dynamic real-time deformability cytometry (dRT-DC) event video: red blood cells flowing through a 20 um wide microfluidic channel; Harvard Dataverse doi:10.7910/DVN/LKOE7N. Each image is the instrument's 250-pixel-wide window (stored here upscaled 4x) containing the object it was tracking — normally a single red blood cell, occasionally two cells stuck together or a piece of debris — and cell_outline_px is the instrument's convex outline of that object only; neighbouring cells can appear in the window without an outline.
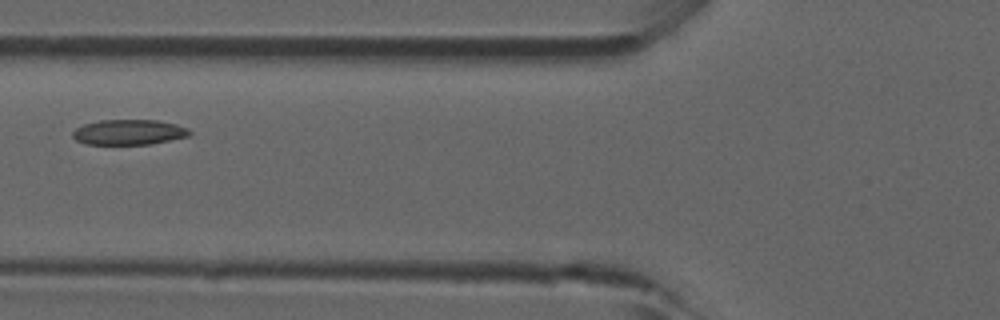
{"species": "common noctule bat (a hibernating species)", "species_latin": "Nyctalus noctula", "temperature_condition": "room temperature", "stored_images_in_passage": 4, "camera_frame_rate_fps": 3000, "um_per_image_px": 0.085, "animal": {"sex": "male", "forearm_length_mm": 52.5}, "frame": {"image": 1, "passage_image": 3, "time_ms": 0.667, "image_size_px": [1000, 320], "cell_outline_px": [[192, 132], [188, 136], [152, 144], [84, 144], [76, 140], [72, 136], [72, 132], [76, 128], [84, 124], [100, 120], [156, 120], [176, 124], [188, 128]], "centroid_in_image_um": [10.95, 11.23], "position_along_channel_um": 114.9, "area_um2": 17.22}}
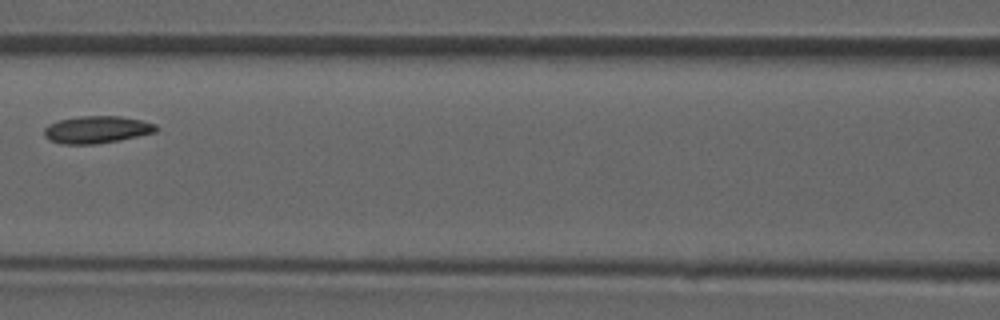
{"frame": {"image": 2, "passage_image": 4, "time_ms": 1.0, "image_size_px": [1000, 320], "cell_outline_px": [[156, 132], [120, 140], [96, 144], [60, 144], [48, 140], [44, 136], [44, 128], [48, 124], [60, 120], [80, 116], [120, 116], [140, 120], [156, 124]], "centroid_in_image_um": [8.19, 11.02], "position_along_channel_um": 158.4, "area_um2": 17.8}}